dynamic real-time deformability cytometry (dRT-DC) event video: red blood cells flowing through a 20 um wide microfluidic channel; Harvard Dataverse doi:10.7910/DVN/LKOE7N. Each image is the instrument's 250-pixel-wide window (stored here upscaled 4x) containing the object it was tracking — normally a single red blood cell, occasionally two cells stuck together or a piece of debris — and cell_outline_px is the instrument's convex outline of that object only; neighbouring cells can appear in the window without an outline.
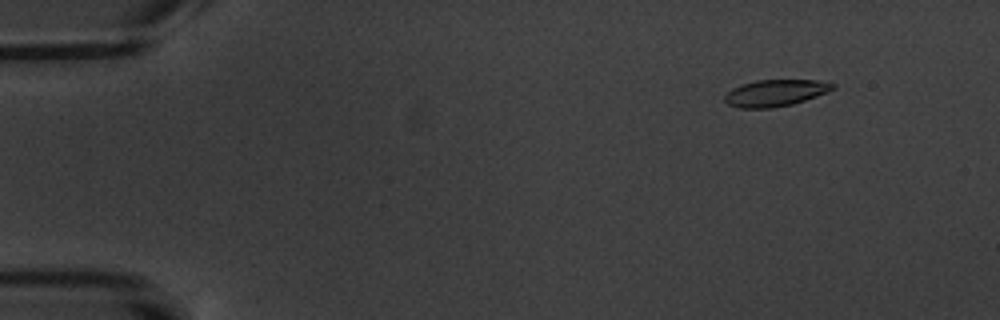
{"species": "common noctule bat (a hibernating species)", "species_latin": "Nyctalus noctula", "temperature_condition": "warm", "stored_images_in_passage": 5, "camera_frame_rate_fps": 3000, "um_per_image_px": 0.085, "animal": {"sex": "male", "body_mass_g": 20.1, "forearm_length_mm": 53.5}, "frame": {"image": 1, "passage_image": 2, "time_ms": 1.333, "image_size_px": [1000, 320], "cell_outline_px": [[836, 88], [828, 92], [792, 104], [772, 108], [740, 108], [728, 104], [724, 100], [724, 96], [732, 88], [756, 80], [816, 80], [836, 84]], "centroid_in_image_um": [65.92, 7.9], "position_along_channel_um": 19.1, "area_um2": 16.7}}